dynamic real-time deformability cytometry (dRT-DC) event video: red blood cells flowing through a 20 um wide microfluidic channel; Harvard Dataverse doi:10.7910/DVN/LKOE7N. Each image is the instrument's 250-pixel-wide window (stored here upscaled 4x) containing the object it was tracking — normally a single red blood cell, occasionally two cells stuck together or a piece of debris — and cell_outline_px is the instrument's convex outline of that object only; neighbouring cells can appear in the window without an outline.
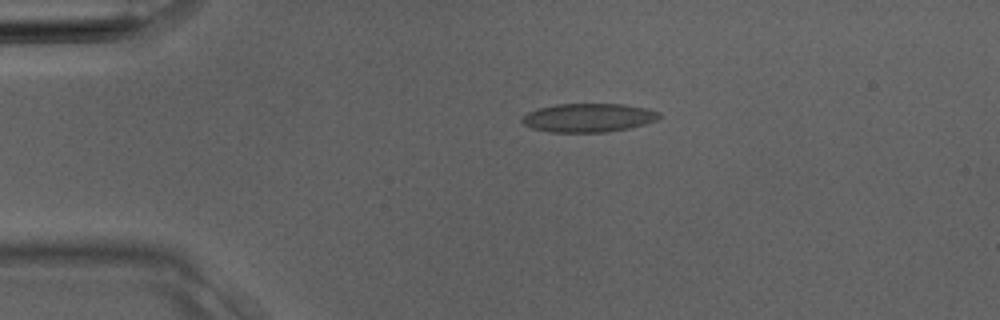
{"species": "Egyptian fruit bat (a non-hibernating species)", "species_latin": "Rousettus aegyptiacus", "temperature_condition": "room temperature", "stored_images_in_passage": 5, "camera_frame_rate_fps": 3000, "um_per_image_px": 0.085, "animal": {"sex": "male"}, "frame": {"image": 1, "passage_image": 5, "time_ms": 1.333, "image_size_px": [1000, 320], "cell_outline_px": [[660, 116], [656, 120], [644, 124], [628, 128], [604, 132], [548, 132], [532, 128], [524, 124], [520, 120], [528, 112], [540, 108], [556, 104], [624, 104], [648, 108], [660, 112]], "centroid_in_image_um": [50.02, 10.0], "position_along_channel_um": 35.0, "area_um2": 22.83}}